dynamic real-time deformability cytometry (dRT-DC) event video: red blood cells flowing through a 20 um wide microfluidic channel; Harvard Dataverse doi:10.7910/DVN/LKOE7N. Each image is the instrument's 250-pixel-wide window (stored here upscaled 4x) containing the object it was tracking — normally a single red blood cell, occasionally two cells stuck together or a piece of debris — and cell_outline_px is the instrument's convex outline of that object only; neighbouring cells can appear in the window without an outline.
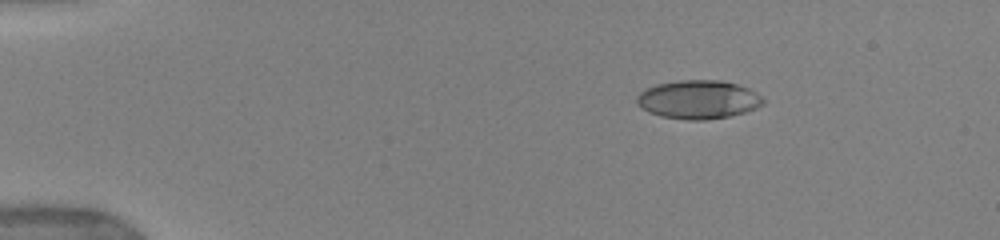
{"species": "human", "species_latin": "Homo sapiens", "temperature_condition": "warm", "stored_images_in_passage": 30, "camera_frame_rate_fps": 3000, "um_per_image_px": 0.085, "donor": {"sex": "female"}, "frame": {"image": 1, "passage_image": 3, "time_ms": 1.667, "image_size_px": [1000, 240], "cell_outline_px": [[764, 104], [756, 108], [744, 112], [728, 116], [704, 120], [692, 120], [660, 116], [648, 112], [636, 100], [636, 96], [640, 92], [656, 84], [680, 80], [720, 80], [736, 84], [748, 88], [756, 92], [764, 100]], "centroid_in_image_um": [59.37, 8.45], "position_along_channel_um": 25.6, "area_um2": 28.15}}
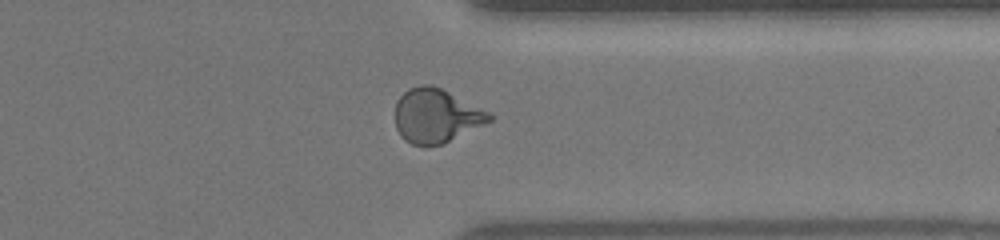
{"frame": {"image": 2, "passage_image": 23, "time_ms": 12.667, "image_size_px": [1000, 240], "cell_outline_px": [[492, 120], [444, 144], [412, 144], [404, 140], [400, 136], [396, 128], [396, 100], [408, 88], [420, 84], [432, 84], [492, 112]], "centroid_in_image_um": [37.07, 9.82], "position_along_channel_um": 374.3, "area_um2": 29.71}}
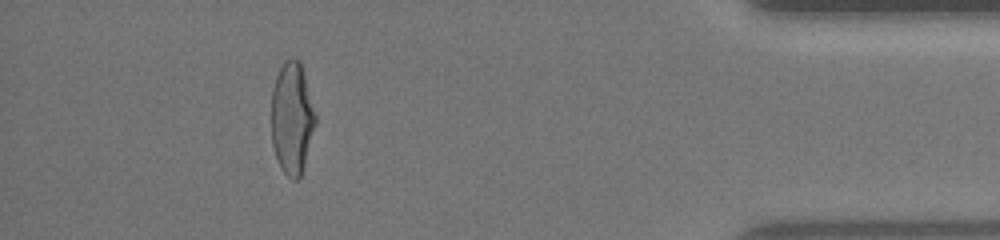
{"frame": {"image": 3, "passage_image": 27, "time_ms": 14.667, "image_size_px": [1000, 240], "cell_outline_px": [[316, 124], [304, 164], [300, 176], [296, 180], [292, 180], [280, 168], [272, 144], [272, 92], [276, 76], [284, 60], [292, 56], [300, 60], [316, 116]], "centroid_in_image_um": [24.82, 10.02], "position_along_channel_um": 410.4, "area_um2": 28.61}, "authors_computed_cell_mechanics": {"area_um2": 28.4954, "velocity_mm_per_s": 3.9541, "shape_relaxation_time_tau1_ms": 4.5513, "shape_relaxation_time_tau2_ms": 0.7811, "deformation_change_tau1": 0.22, "deformation_change_tau2": 0.0629}}